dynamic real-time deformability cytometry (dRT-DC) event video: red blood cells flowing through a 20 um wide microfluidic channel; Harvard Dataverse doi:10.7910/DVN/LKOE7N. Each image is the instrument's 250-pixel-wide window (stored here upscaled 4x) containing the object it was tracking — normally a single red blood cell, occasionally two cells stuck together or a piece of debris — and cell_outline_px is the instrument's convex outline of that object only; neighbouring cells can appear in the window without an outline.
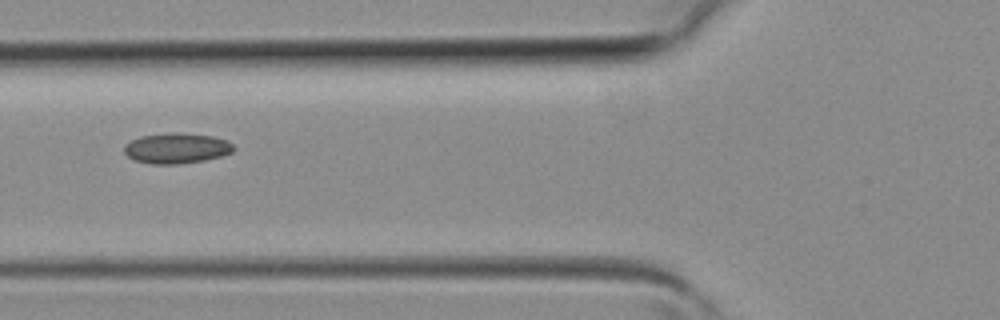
{"species": "common noctule bat (a hibernating species)", "species_latin": "Nyctalus noctula", "temperature_condition": "room temperature", "stored_images_in_passage": 2, "camera_frame_rate_fps": 3000, "um_per_image_px": 0.085, "animal": {"sex": "female", "body_mass_g": 19.3, "forearm_length_mm": 54.1}, "frame": {"image": 1, "passage_image": 2, "time_ms": 0.333, "image_size_px": [1000, 320], "cell_outline_px": [[236, 148], [232, 152], [220, 156], [204, 160], [176, 164], [152, 164], [136, 160], [128, 156], [124, 152], [124, 144], [140, 136], [172, 132], [212, 136], [228, 140]], "centroid_in_image_um": [15.01, 12.59], "position_along_channel_um": 110.8, "area_um2": 19.31}}